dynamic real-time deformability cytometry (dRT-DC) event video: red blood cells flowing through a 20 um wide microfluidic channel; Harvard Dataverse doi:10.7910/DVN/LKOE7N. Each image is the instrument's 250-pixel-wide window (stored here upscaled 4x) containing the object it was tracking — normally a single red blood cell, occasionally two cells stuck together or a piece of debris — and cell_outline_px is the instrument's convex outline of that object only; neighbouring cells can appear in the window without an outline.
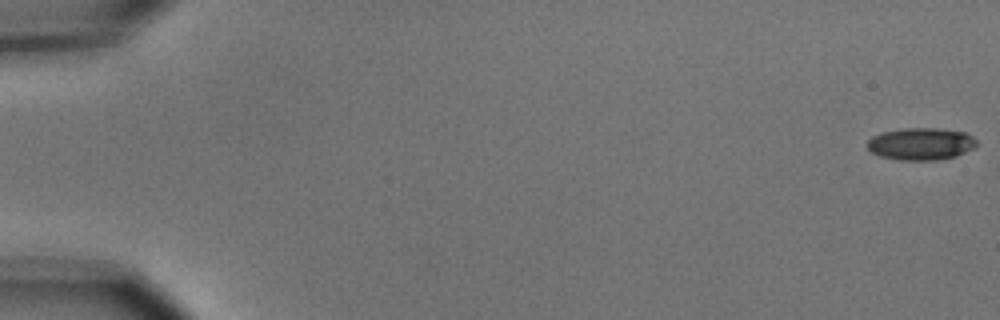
{"species": "common noctule bat (a hibernating species)", "species_latin": "Nyctalus noctula", "temperature_condition": "cold", "stored_images_in_passage": 5, "camera_frame_rate_fps": 3000, "um_per_image_px": 0.085, "animal": {"sex": "male", "body_mass_g": 15.6}, "frame": {"image": 1, "passage_image": 1, "time_ms": 0.0, "image_size_px": [1000, 320], "cell_outline_px": [[976, 144], [972, 148], [956, 156], [940, 160], [900, 160], [880, 156], [872, 152], [864, 144], [872, 136], [884, 132], [904, 128], [936, 128], [968, 132], [976, 140]], "centroid_in_image_um": [78.27, 12.23], "position_along_channel_um": 6.7, "area_um2": 20.58}}
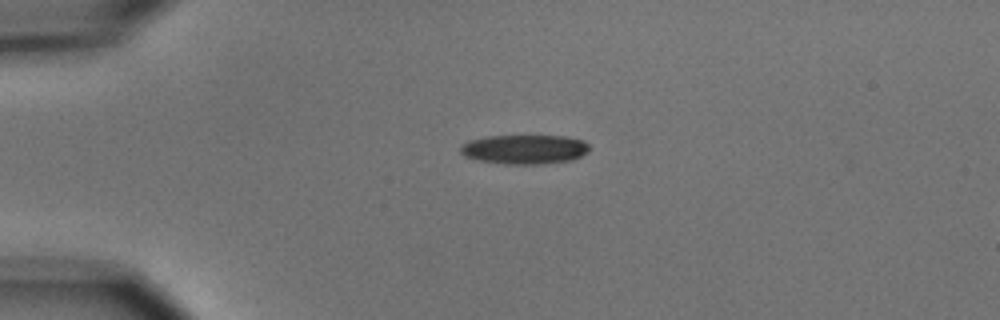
{"frame": {"image": 2, "passage_image": 5, "time_ms": 4.333, "image_size_px": [1000, 320], "cell_outline_px": [[588, 152], [572, 160], [544, 164], [504, 164], [476, 160], [464, 156], [460, 152], [460, 144], [468, 140], [484, 136], [564, 136], [584, 140], [588, 144]], "centroid_in_image_um": [44.54, 12.69], "position_along_channel_um": 40.5, "area_um2": 22.31}}